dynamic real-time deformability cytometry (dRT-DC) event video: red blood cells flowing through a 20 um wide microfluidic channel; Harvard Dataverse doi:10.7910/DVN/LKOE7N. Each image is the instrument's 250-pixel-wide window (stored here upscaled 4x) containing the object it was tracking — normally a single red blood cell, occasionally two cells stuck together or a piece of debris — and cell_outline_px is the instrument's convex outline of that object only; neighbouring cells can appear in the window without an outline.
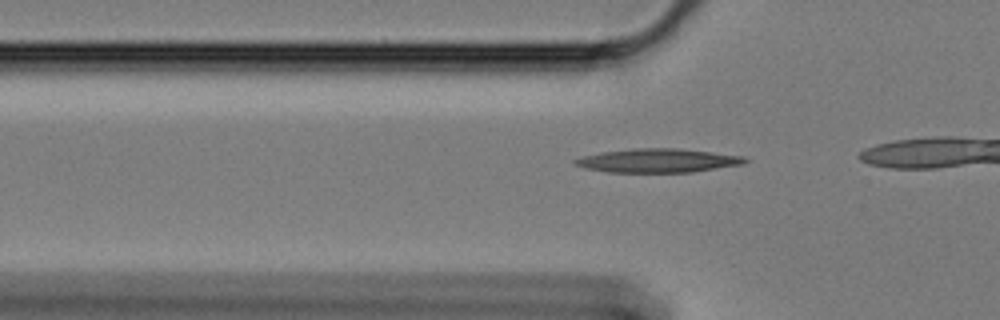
{"species": "Egyptian fruit bat (a non-hibernating species)", "species_latin": "Rousettus aegyptiacus", "temperature_condition": "cold", "stored_images_in_passage": 8, "camera_frame_rate_fps": 3000, "um_per_image_px": 0.085, "animal": {"sex": "female"}, "frame": {"image": 1, "passage_image": 2, "time_ms": 0.333, "image_size_px": [1000, 320], "cell_outline_px": [[748, 160], [744, 164], [692, 172], [608, 172], [588, 168], [572, 164], [572, 160], [584, 156], [600, 152], [632, 148], [680, 148], [744, 156]], "centroid_in_image_um": [55.92, 13.64], "position_along_channel_um": 69.9, "area_um2": 23.58}}
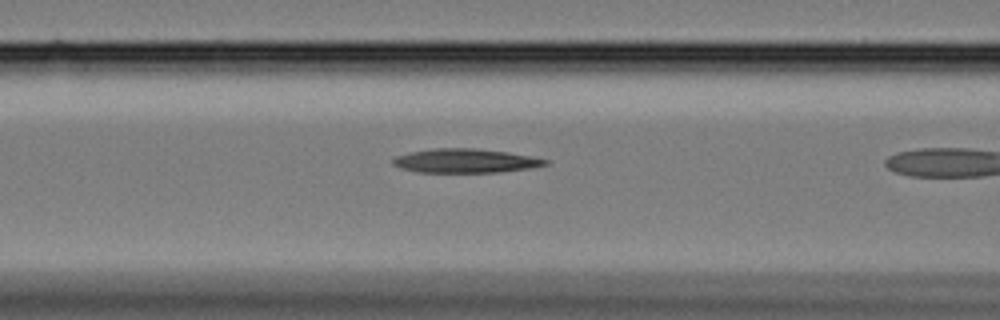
{"frame": {"image": 2, "passage_image": 7, "time_ms": 2.0, "image_size_px": [1000, 320], "cell_outline_px": [[548, 164], [528, 168], [500, 172], [416, 172], [400, 168], [392, 164], [392, 160], [396, 156], [412, 152], [436, 148], [476, 148], [508, 152], [548, 160]], "centroid_in_image_um": [39.52, 13.67], "position_along_channel_um": 127.1, "area_um2": 21.1}}